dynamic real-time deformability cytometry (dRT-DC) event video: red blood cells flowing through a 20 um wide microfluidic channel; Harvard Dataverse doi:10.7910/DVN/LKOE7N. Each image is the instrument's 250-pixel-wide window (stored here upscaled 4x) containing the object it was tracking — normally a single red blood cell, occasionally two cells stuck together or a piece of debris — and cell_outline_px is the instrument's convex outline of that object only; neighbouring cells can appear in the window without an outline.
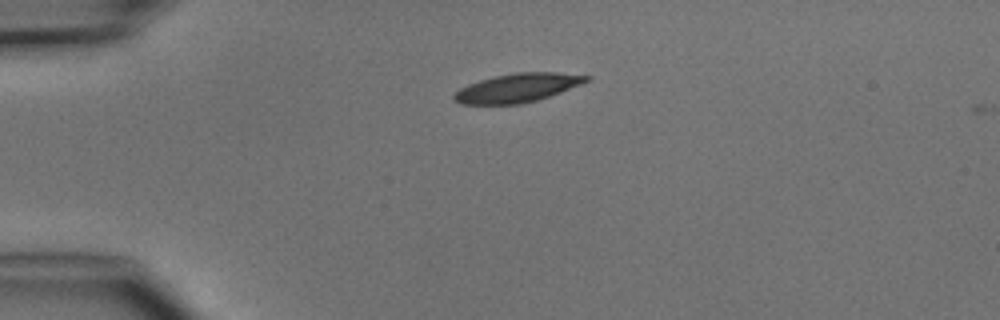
{"species": "common noctule bat (a hibernating species)", "species_latin": "Nyctalus noctula", "temperature_condition": "cold", "stored_images_in_passage": 3, "camera_frame_rate_fps": 3000, "um_per_image_px": 0.085, "animal": {"sex": "male", "body_mass_g": 15.6}, "frame": {"image": 1, "passage_image": 3, "time_ms": 3.333, "image_size_px": [1000, 320], "cell_outline_px": [[592, 80], [560, 92], [536, 100], [520, 104], [460, 104], [452, 100], [452, 96], [460, 88], [468, 84], [492, 76], [516, 72], [556, 72], [592, 76]], "centroid_in_image_um": [43.98, 7.46], "position_along_channel_um": 41.0, "area_um2": 22.25}}